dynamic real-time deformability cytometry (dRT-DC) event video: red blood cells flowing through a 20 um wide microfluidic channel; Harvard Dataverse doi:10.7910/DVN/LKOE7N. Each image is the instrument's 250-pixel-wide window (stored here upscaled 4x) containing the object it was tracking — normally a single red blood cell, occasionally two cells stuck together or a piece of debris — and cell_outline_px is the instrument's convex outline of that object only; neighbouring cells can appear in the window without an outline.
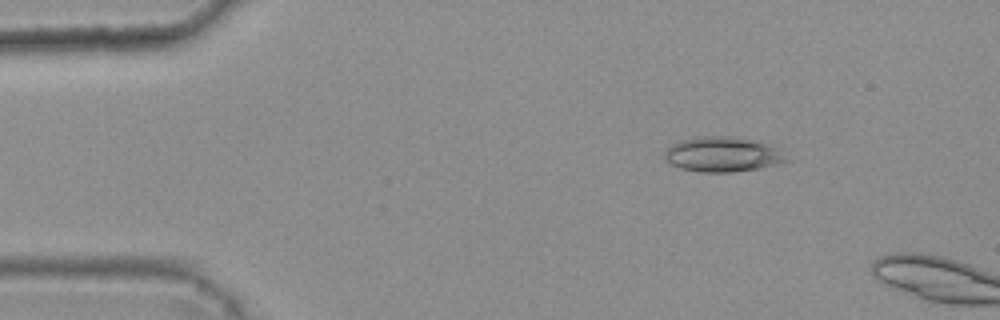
{"species": "common noctule bat (a hibernating species)", "species_latin": "Nyctalus noctula", "temperature_condition": "warm", "stored_images_in_passage": 4, "camera_frame_rate_fps": 3000, "um_per_image_px": 0.085, "animal": {"sex": "female", "body_mass_g": 25.1}, "frame": {"image": 1, "passage_image": 3, "time_ms": 0.667, "image_size_px": [1000, 320], "cell_outline_px": [[792, 160], [776, 164], [756, 168], [732, 172], [700, 172], [680, 168], [664, 160], [664, 152], [672, 144], [680, 140], [704, 136], [716, 136], [756, 140], [780, 148]], "centroid_in_image_um": [61.45, 13.12], "position_along_channel_um": 23.6, "area_um2": 24.8}}